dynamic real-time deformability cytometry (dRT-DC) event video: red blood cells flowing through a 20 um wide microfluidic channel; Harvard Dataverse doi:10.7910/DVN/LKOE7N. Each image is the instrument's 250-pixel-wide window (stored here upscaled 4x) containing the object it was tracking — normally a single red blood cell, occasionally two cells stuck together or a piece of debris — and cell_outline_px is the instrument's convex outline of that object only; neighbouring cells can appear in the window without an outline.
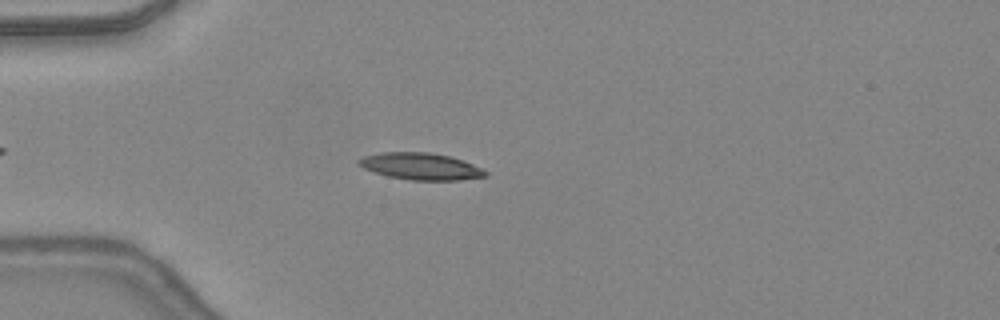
{"species": "common noctule bat (a hibernating species)", "species_latin": "Nyctalus noctula", "temperature_condition": "warm", "stored_images_in_passage": 41, "camera_frame_rate_fps": 3000, "um_per_image_px": 0.085, "animal": {"sex": "female", "body_mass_g": 24.6, "forearm_length_mm": 56.2}, "frame": {"image": 1, "passage_image": 11, "time_ms": 3.333, "image_size_px": [1000, 320], "cell_outline_px": [[488, 176], [460, 180], [412, 180], [388, 176], [364, 168], [356, 164], [356, 160], [364, 156], [380, 152], [428, 152], [452, 156], [472, 164], [488, 172]], "centroid_in_image_um": [35.75, 14.13], "position_along_channel_um": 49.2, "area_um2": 19.83}}
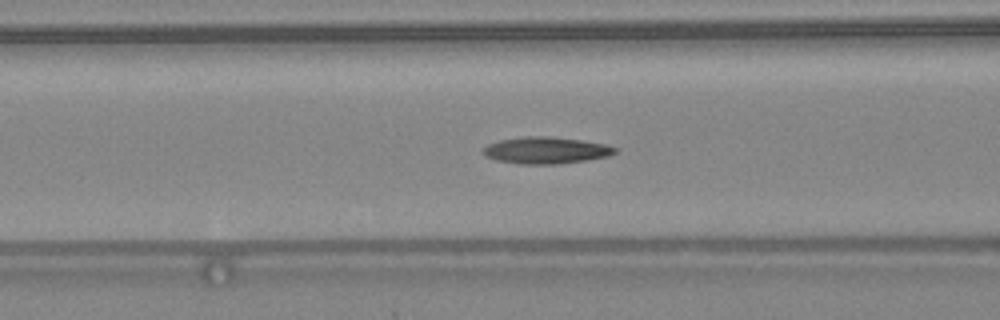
{"frame": {"image": 2, "passage_image": 17, "time_ms": 5.333, "image_size_px": [1000, 320], "cell_outline_px": [[616, 152], [608, 156], [588, 160], [560, 164], [516, 164], [496, 160], [484, 156], [480, 152], [488, 144], [500, 140], [524, 136], [552, 136], [608, 144], [616, 148]], "centroid_in_image_um": [46.38, 12.78], "position_along_channel_um": 120.2, "area_um2": 20.81}}
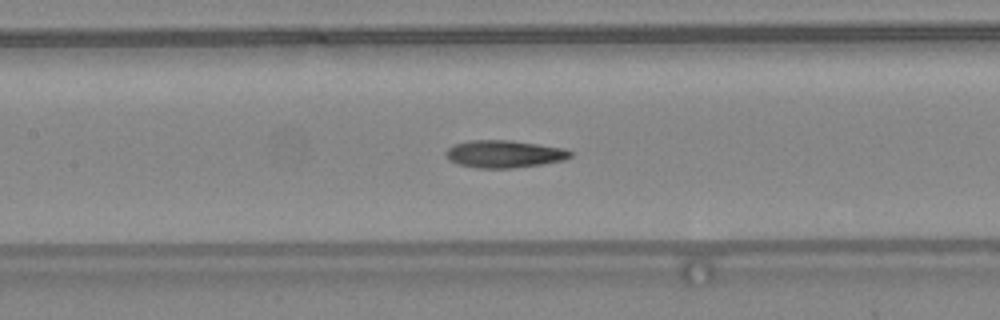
{"frame": {"image": 3, "passage_image": 20, "time_ms": 6.333, "image_size_px": [1000, 320], "cell_outline_px": [[572, 156], [564, 160], [544, 164], [512, 168], [476, 168], [456, 164], [448, 160], [444, 152], [448, 148], [456, 144], [468, 140], [508, 140], [564, 148], [572, 152]], "centroid_in_image_um": [42.83, 13.1], "position_along_channel_um": 164.6, "area_um2": 20.0}, "authors_computed_cell_mechanics": {"area_um2": 19.5942, "velocity_mm_per_s": 4.4122, "shape_relaxation_time_tau1_ms": 9.4748, "shape_relaxation_time_tau2_ms": 1.9128, "deformation_change_tau1": 0.3071, "deformation_change_tau2": 0.1004}}